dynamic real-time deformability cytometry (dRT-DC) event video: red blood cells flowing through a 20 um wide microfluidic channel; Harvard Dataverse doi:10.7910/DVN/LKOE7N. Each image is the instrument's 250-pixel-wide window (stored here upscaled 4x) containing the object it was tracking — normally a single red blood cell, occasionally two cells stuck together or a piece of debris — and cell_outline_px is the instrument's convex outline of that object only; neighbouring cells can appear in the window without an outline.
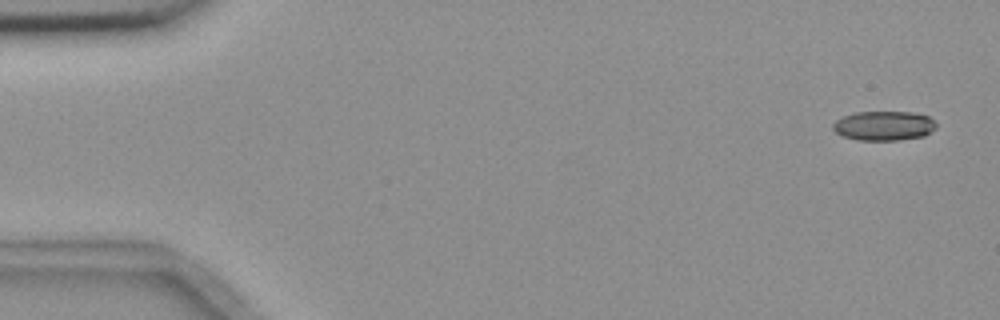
{"species": "common noctule bat (a hibernating species)", "species_latin": "Nyctalus noctula", "temperature_condition": "room temperature", "stored_images_in_passage": 5, "camera_frame_rate_fps": 3000, "um_per_image_px": 0.085, "animal": {"sex": "female", "body_mass_g": 18.4}, "frame": {"image": 1, "passage_image": 1, "time_ms": 0.0, "image_size_px": [1000, 320], "cell_outline_px": [[936, 128], [924, 136], [900, 140], [856, 140], [840, 136], [832, 128], [832, 124], [836, 120], [844, 116], [856, 112], [912, 112], [928, 116], [936, 124]], "centroid_in_image_um": [75.1, 10.7], "position_along_channel_um": 9.9, "area_um2": 17.8}}
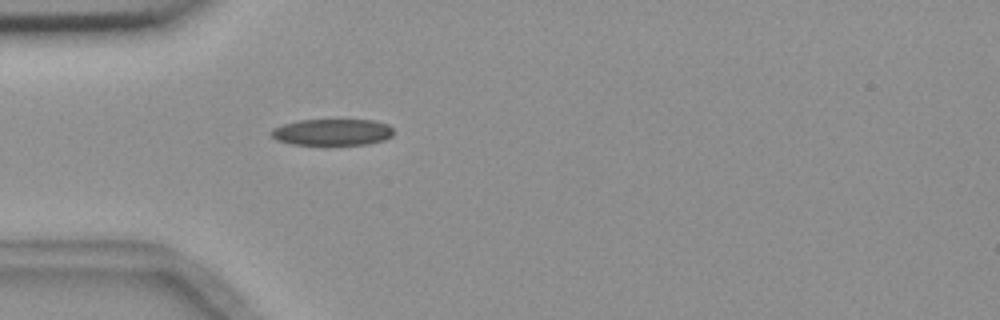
{"frame": {"image": 2, "passage_image": 5, "time_ms": 4.667, "image_size_px": [1000, 320], "cell_outline_px": [[392, 136], [384, 140], [368, 144], [324, 148], [292, 144], [276, 140], [268, 132], [272, 128], [296, 120], [372, 120], [388, 124], [392, 128]], "centroid_in_image_um": [28.2, 11.29], "position_along_channel_um": 56.8, "area_um2": 19.94}}